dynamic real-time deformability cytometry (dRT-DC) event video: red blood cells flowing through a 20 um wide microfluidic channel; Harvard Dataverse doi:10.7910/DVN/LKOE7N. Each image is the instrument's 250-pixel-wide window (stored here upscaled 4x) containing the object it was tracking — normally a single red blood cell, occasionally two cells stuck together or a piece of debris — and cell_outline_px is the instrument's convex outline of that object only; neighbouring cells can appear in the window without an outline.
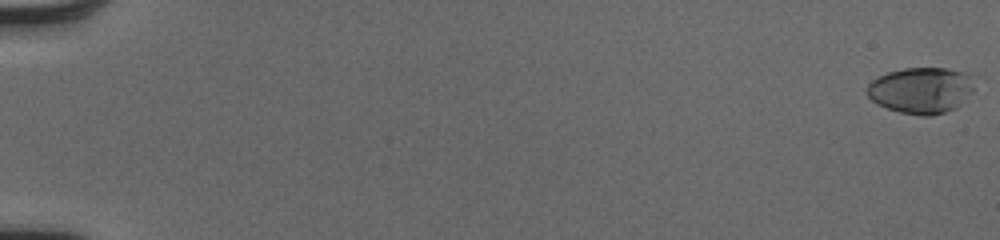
{"species": "human", "species_latin": "Homo sapiens", "temperature_condition": "cold", "stored_images_in_passage": 53, "camera_frame_rate_fps": 3000, "um_per_image_px": 0.085, "donor": {"sex": "male"}, "frame": {"image": 1, "passage_image": 1, "time_ms": 0.0, "image_size_px": [1000, 240], "cell_outline_px": [[976, 76], [972, 92], [956, 108], [932, 116], [920, 116], [900, 112], [876, 104], [868, 96], [868, 84], [872, 80], [888, 72], [904, 68], [948, 68]], "centroid_in_image_um": [78.33, 7.67], "position_along_channel_um": 6.7, "area_um2": 29.02}}
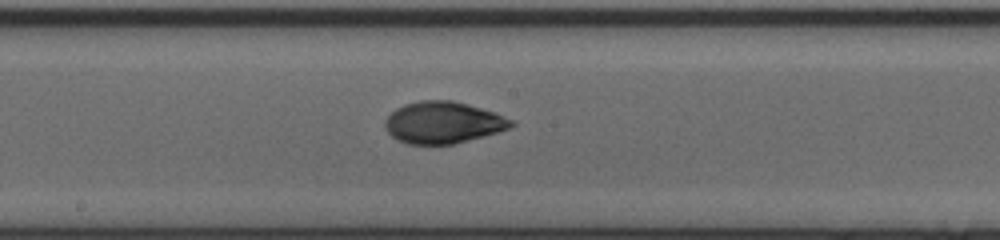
{"frame": {"image": 2, "passage_image": 31, "time_ms": 10.0, "image_size_px": [1000, 240], "cell_outline_px": [[516, 124], [512, 128], [452, 144], [408, 144], [396, 140], [384, 128], [384, 120], [396, 108], [404, 104], [420, 100], [452, 100], [496, 112], [516, 120]], "centroid_in_image_um": [37.68, 10.41], "position_along_channel_um": 210.5, "area_um2": 30.92}}
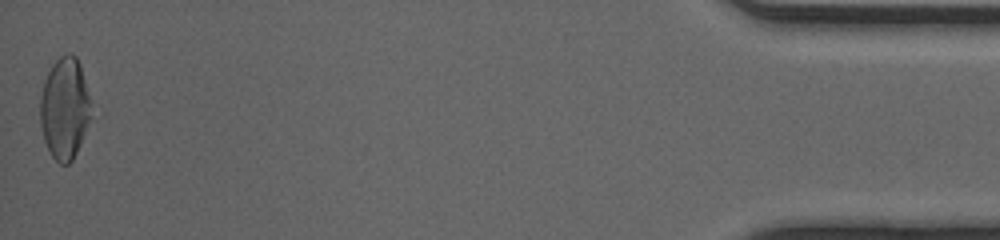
{"frame": {"image": 3, "passage_image": 53, "time_ms": 17.333, "image_size_px": [1000, 240], "cell_outline_px": [[88, 120], [80, 144], [72, 160], [68, 164], [60, 164], [52, 156], [44, 140], [40, 124], [40, 96], [44, 80], [52, 64], [60, 56], [68, 52], [76, 56], [80, 64], [88, 96]], "centroid_in_image_um": [5.44, 9.19], "position_along_channel_um": 429.8, "area_um2": 29.42}, "authors_computed_cell_mechanics": {"area_um2": 29.189, "velocity_mm_per_s": 4.1182, "shape_relaxation_time_tau1_ms": 4.0942, "shape_relaxation_time_tau2_ms": 1.2259, "deformation_change_tau1": 0.2027, "deformation_change_tau2": 0.0518}}